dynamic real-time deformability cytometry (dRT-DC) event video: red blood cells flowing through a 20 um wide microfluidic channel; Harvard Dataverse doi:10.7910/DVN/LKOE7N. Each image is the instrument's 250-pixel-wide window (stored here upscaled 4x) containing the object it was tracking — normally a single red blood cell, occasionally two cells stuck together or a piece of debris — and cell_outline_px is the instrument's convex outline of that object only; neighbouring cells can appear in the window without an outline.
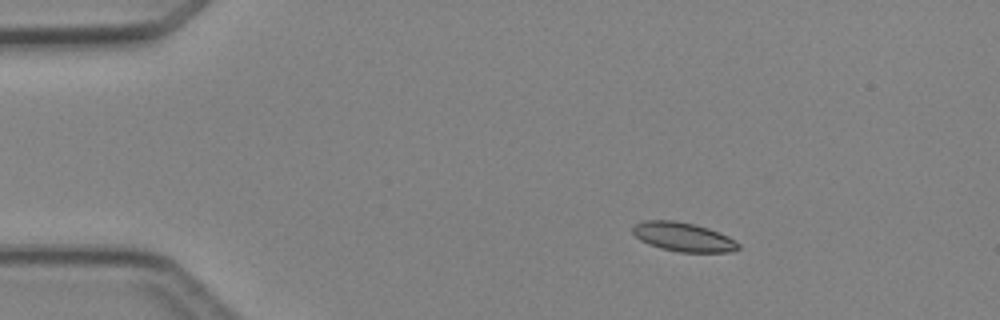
{"species": "Egyptian fruit bat (a non-hibernating species)", "species_latin": "Rousettus aegyptiacus", "temperature_condition": "cold", "stored_images_in_passage": 6, "camera_frame_rate_fps": 3000, "um_per_image_px": 0.085, "animal": {"sex": "female"}, "frame": {"image": 1, "passage_image": 2, "time_ms": 2.0, "image_size_px": [1000, 320], "cell_outline_px": [[740, 248], [732, 252], [680, 252], [660, 248], [648, 244], [640, 240], [632, 232], [632, 228], [636, 224], [644, 220], [676, 220], [696, 224], [720, 232], [728, 236], [740, 244]], "centroid_in_image_um": [58.09, 20.13], "position_along_channel_um": 26.9, "area_um2": 18.03}}
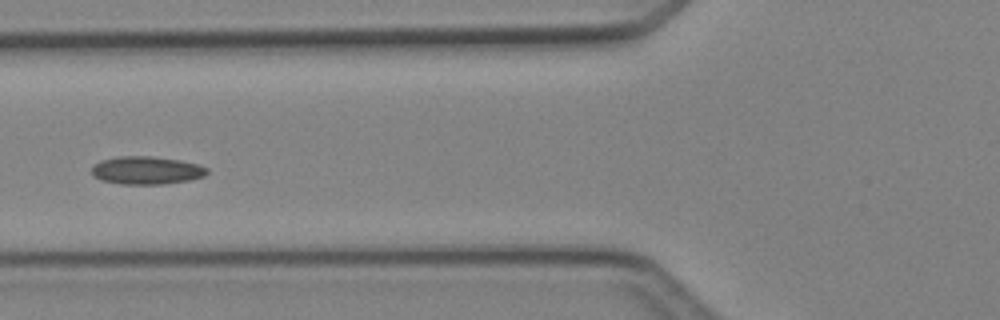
{"frame": {"image": 2, "passage_image": 5, "time_ms": 5.667, "image_size_px": [1000, 320], "cell_outline_px": [[208, 172], [204, 176], [188, 180], [164, 184], [120, 184], [100, 180], [92, 176], [92, 164], [100, 160], [116, 156], [152, 156], [180, 160], [200, 164], [208, 168]], "centroid_in_image_um": [12.42, 14.47], "position_along_channel_um": 113.4, "area_um2": 19.07}}
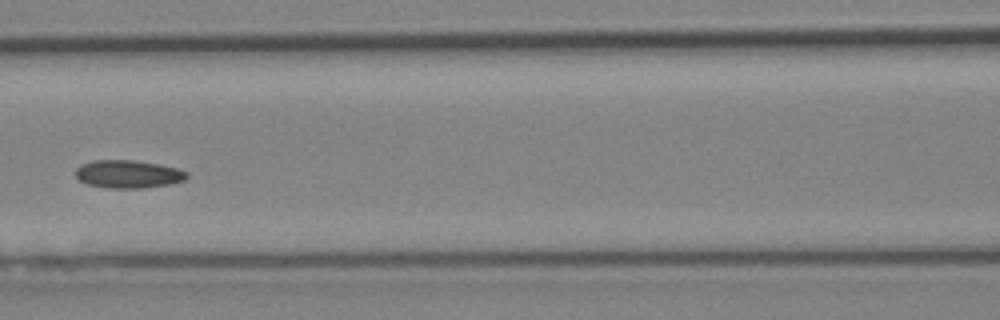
{"frame": {"image": 3, "passage_image": 6, "time_ms": 6.667, "image_size_px": [1000, 320], "cell_outline_px": [[188, 176], [184, 180], [168, 184], [144, 188], [104, 188], [88, 184], [80, 180], [76, 176], [76, 168], [80, 164], [92, 160], [132, 160], [160, 164], [180, 168], [188, 172]], "centroid_in_image_um": [10.9, 14.79], "position_along_channel_um": 155.7, "area_um2": 18.26}}